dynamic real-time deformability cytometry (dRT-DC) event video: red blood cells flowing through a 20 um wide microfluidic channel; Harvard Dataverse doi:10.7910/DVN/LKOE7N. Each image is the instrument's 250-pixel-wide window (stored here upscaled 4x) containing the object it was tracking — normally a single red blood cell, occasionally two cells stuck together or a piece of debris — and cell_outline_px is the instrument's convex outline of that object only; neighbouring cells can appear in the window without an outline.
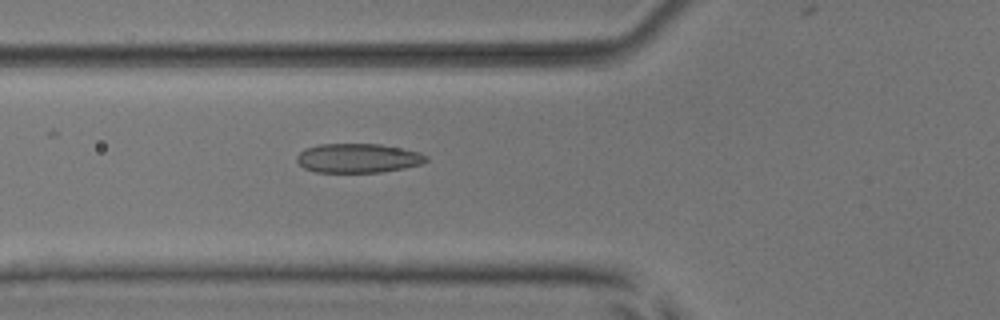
{"species": "common noctule bat (a hibernating species)", "species_latin": "Nyctalus noctula", "temperature_condition": "room temperature", "stored_images_in_passage": 53, "camera_frame_rate_fps": 3000, "um_per_image_px": 0.085, "animal": {"sex": "male", "body_mass_g": 17.9, "forearm_length_mm": 54.2}, "frame": {"image": 1, "passage_image": 20, "time_ms": 6.333, "image_size_px": [1000, 320], "cell_outline_px": [[428, 160], [420, 164], [404, 168], [380, 172], [316, 172], [304, 168], [296, 160], [296, 156], [304, 148], [320, 144], [380, 144], [420, 152], [428, 156]], "centroid_in_image_um": [30.42, 13.44], "position_along_channel_um": 95.4, "area_um2": 22.02}}
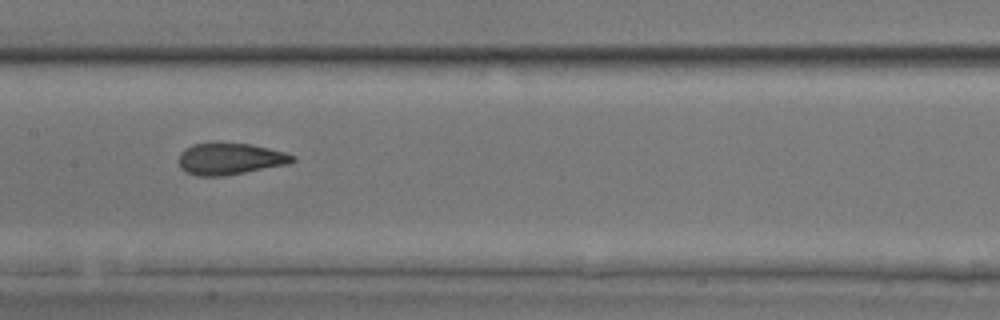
{"frame": {"image": 2, "passage_image": 27, "time_ms": 8.667, "image_size_px": [1000, 320], "cell_outline_px": [[296, 160], [288, 164], [224, 176], [196, 176], [184, 172], [180, 168], [180, 152], [184, 148], [192, 144], [252, 144], [284, 152], [296, 156]], "centroid_in_image_um": [19.55, 13.52], "position_along_channel_um": 187.9, "area_um2": 20.81}}
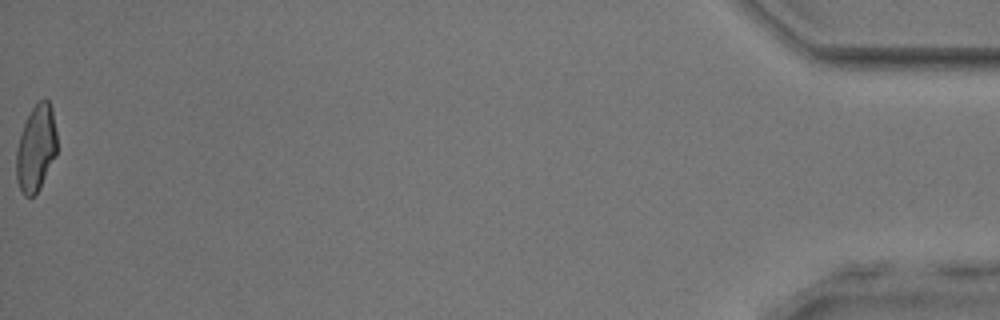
{"frame": {"image": 3, "passage_image": 53, "time_ms": 17.333, "image_size_px": [1000, 320], "cell_outline_px": [[56, 156], [40, 188], [32, 196], [24, 196], [16, 180], [16, 148], [24, 124], [32, 108], [44, 96], [48, 100], [52, 108], [56, 132]], "centroid_in_image_um": [3.06, 12.59], "position_along_channel_um": 432.1, "area_um2": 20.46}, "authors_computed_cell_mechanics": {"area_um2": 21.5594, "velocity_mm_per_s": 3.9567, "shape_relaxation_time_tau1_ms": 6.1823, "shape_relaxation_time_tau2_ms": 1.0824, "deformation_change_tau1": 0.1852, "deformation_change_tau2": 0.0653}}